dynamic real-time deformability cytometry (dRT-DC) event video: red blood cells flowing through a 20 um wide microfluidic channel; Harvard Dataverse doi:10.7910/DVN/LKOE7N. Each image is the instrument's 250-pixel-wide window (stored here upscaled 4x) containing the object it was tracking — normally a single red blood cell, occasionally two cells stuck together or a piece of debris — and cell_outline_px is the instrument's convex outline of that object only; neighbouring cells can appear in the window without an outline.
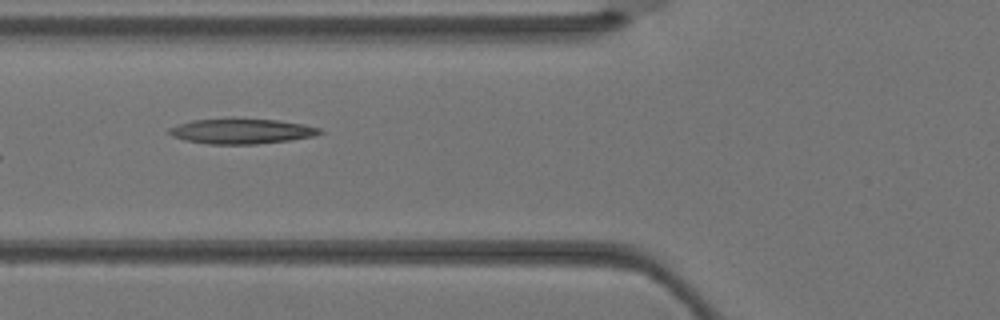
{"species": "Egyptian fruit bat (a non-hibernating species)", "species_latin": "Rousettus aegyptiacus", "temperature_condition": "warm", "stored_images_in_passage": 3, "camera_frame_rate_fps": 3000, "um_per_image_px": 0.085, "animal": {"sex": "female"}, "frame": {"image": 1, "passage_image": 3, "time_ms": 0.667, "image_size_px": [1000, 320], "cell_outline_px": [[324, 132], [316, 136], [288, 140], [256, 144], [208, 144], [184, 140], [172, 136], [168, 132], [168, 128], [192, 120], [276, 120], [304, 124], [320, 128]], "centroid_in_image_um": [20.55, 11.18], "position_along_channel_um": 105.2, "area_um2": 21.56}}